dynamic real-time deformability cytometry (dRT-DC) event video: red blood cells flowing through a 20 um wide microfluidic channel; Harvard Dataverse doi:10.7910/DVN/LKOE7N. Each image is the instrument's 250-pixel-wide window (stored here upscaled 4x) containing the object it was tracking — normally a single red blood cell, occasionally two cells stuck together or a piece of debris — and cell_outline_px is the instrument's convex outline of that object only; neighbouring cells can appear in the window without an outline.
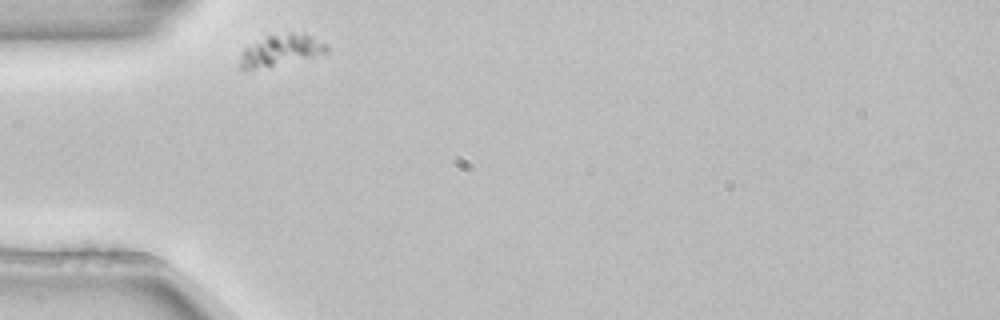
{"species": "common noctule bat (a hibernating species)", "species_latin": "Nyctalus noctula", "temperature_condition": "room temperature", "stored_images_in_passage": 5, "camera_frame_rate_fps": 3000, "um_per_image_px": 0.085, "animal": {"sex": "female", "body_mass_g": 22.7, "forearm_length_mm": 54.2}, "frame": {"image": 1, "passage_image": 1, "time_ms": 0.0, "image_size_px": [1000, 320], "cell_outline_px": [[328, 52], [272, 64], [252, 68], [240, 68], [240, 60], [244, 48], [268, 36], [288, 32], [304, 32], [324, 44], [328, 48]], "centroid_in_image_um": [23.87, 4.2], "position_along_channel_um": 61.1, "area_um2": 14.62}}
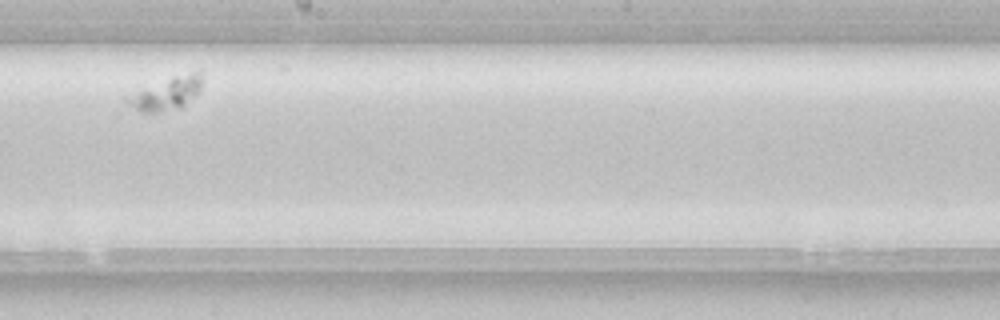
{"frame": {"image": 2, "passage_image": 5, "time_ms": 1.333, "image_size_px": [1000, 320], "cell_outline_px": [[204, 76], [200, 88], [180, 108], [156, 112], [140, 112], [124, 100], [140, 92], [176, 76], [200, 68], [204, 68]], "centroid_in_image_um": [14.32, 7.91], "position_along_channel_um": 233.9, "area_um2": 13.41}}